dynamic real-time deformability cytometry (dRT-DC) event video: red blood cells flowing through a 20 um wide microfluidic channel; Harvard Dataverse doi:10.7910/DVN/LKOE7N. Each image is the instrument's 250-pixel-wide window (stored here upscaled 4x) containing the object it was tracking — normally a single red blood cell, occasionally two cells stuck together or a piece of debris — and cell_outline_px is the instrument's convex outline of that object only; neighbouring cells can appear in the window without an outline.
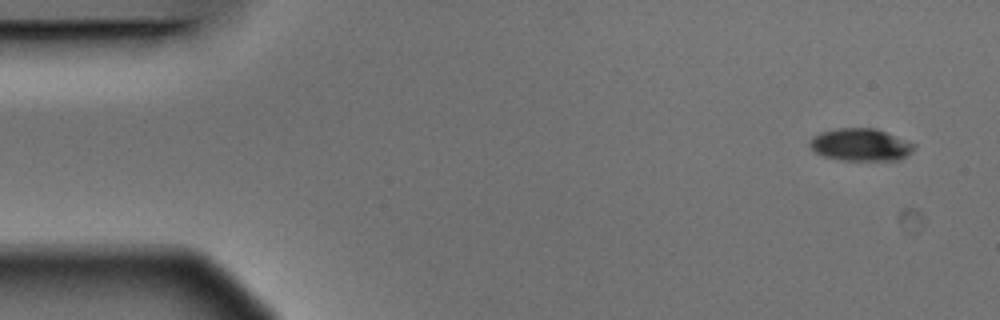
{"species": "Egyptian fruit bat (a non-hibernating species)", "species_latin": "Rousettus aegyptiacus", "temperature_condition": "warm", "stored_images_in_passage": 13, "camera_frame_rate_fps": 3000, "um_per_image_px": 0.085, "animal": {"sex": "male"}, "frame": {"image": 1, "passage_image": 1, "time_ms": 0.0, "image_size_px": [1000, 320], "cell_outline_px": [[916, 144], [912, 152], [900, 160], [844, 160], [824, 156], [816, 152], [808, 144], [812, 136], [820, 132], [836, 128], [876, 128]], "centroid_in_image_um": [73.16, 12.29], "position_along_channel_um": 11.8, "area_um2": 19.71}}
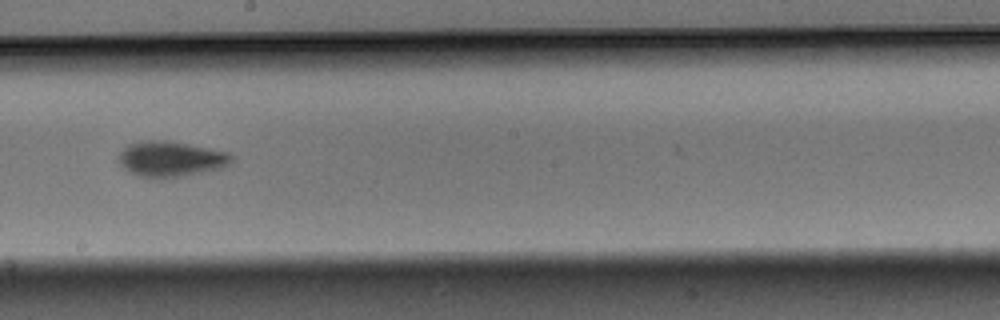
{"frame": {"image": 2, "passage_image": 8, "time_ms": 2.333, "image_size_px": [1000, 320], "cell_outline_px": [[232, 160], [224, 168], [160, 180], [136, 176], [128, 172], [116, 160], [116, 156], [128, 144], [140, 140], [168, 140], [228, 152], [232, 156]], "centroid_in_image_um": [14.44, 13.53], "position_along_channel_um": 233.8, "area_um2": 23.87}}
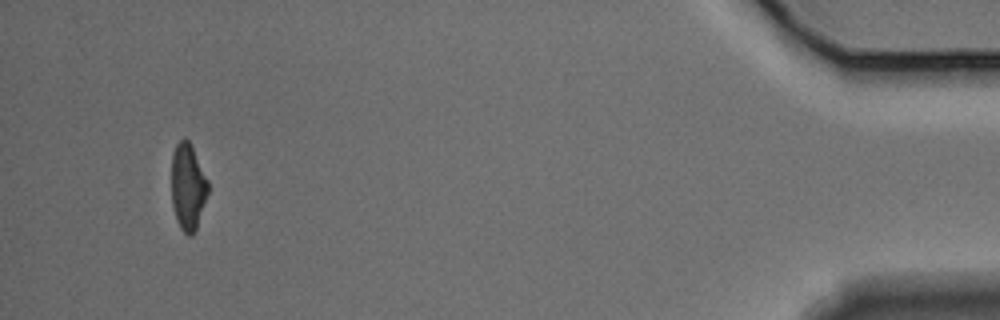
{"frame": {"image": 3, "passage_image": 13, "time_ms": 4.0, "image_size_px": [1000, 320], "cell_outline_px": [[208, 192], [196, 228], [192, 236], [188, 236], [180, 228], [176, 220], [172, 204], [172, 152], [176, 144], [184, 136], [192, 144], [208, 180]], "centroid_in_image_um": [15.96, 15.84], "position_along_channel_um": 419.2, "area_um2": 18.55}}